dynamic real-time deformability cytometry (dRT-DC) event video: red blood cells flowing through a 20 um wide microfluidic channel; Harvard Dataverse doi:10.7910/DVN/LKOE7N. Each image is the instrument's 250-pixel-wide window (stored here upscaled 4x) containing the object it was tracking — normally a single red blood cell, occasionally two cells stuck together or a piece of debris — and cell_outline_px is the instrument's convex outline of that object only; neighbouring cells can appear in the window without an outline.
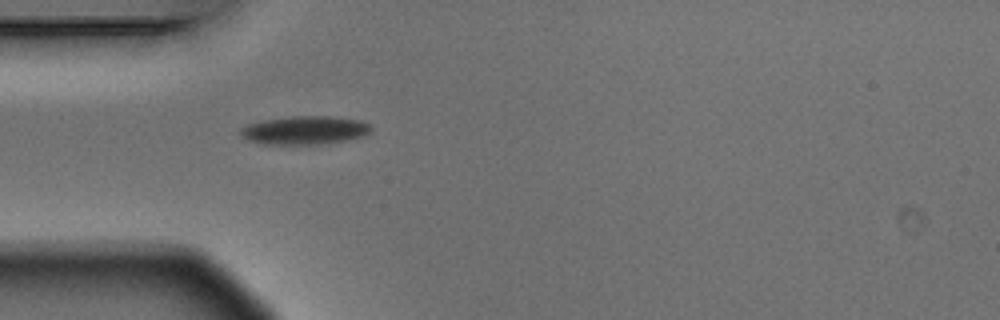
{"species": "Egyptian fruit bat (a non-hibernating species)", "species_latin": "Rousettus aegyptiacus", "temperature_condition": "warm", "stored_images_in_passage": 1, "camera_frame_rate_fps": 3000, "um_per_image_px": 0.085, "animal": {"sex": "male"}, "frame": {"image": 1, "passage_image": 1, "time_ms": 0.0, "image_size_px": [1000, 320], "cell_outline_px": [[372, 128], [364, 136], [344, 140], [308, 144], [264, 144], [248, 140], [240, 132], [240, 128], [248, 124], [264, 120], [292, 116], [332, 116], [360, 120], [368, 124]], "centroid_in_image_um": [25.89, 11.05], "position_along_channel_um": 59.1, "area_um2": 21.21}}